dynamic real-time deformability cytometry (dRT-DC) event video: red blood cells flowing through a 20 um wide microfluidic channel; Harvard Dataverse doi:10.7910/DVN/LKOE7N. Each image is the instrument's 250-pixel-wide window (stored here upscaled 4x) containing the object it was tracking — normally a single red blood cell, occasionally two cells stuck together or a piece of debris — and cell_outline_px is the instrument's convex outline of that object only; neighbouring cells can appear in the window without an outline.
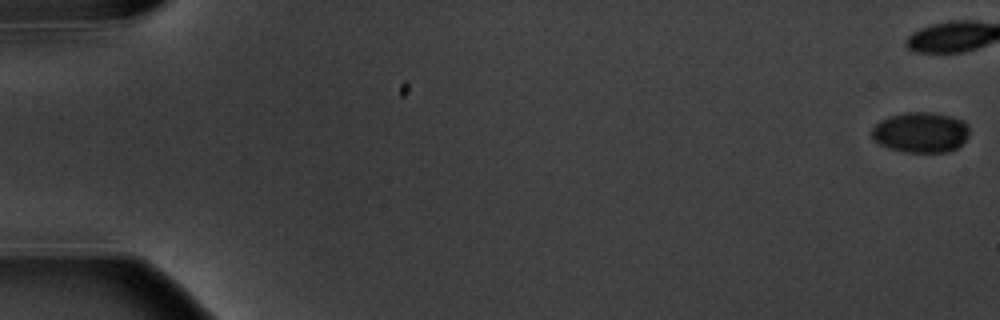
{"species": "common noctule bat (a hibernating species)", "species_latin": "Nyctalus noctula", "temperature_condition": "warm", "stored_images_in_passage": 6, "segment_of_instrument_passage": [2, 2], "camera_frame_rate_fps": 3000, "um_per_image_px": 0.085, "animal": {"sex": "male", "body_mass_g": 20.1, "forearm_length_mm": 53.5}, "frame": {"image": 1, "passage_image": 6, "time_ms": 6.0, "image_size_px": [1000, 320], "cell_outline_px": [[968, 136], [956, 148], [948, 152], [904, 152], [888, 148], [880, 144], [872, 136], [872, 128], [880, 120], [892, 116], [908, 112], [932, 112], [964, 120], [968, 124]], "centroid_in_image_um": [78.27, 11.25], "position_along_channel_um": 6.7, "area_um2": 22.83}}